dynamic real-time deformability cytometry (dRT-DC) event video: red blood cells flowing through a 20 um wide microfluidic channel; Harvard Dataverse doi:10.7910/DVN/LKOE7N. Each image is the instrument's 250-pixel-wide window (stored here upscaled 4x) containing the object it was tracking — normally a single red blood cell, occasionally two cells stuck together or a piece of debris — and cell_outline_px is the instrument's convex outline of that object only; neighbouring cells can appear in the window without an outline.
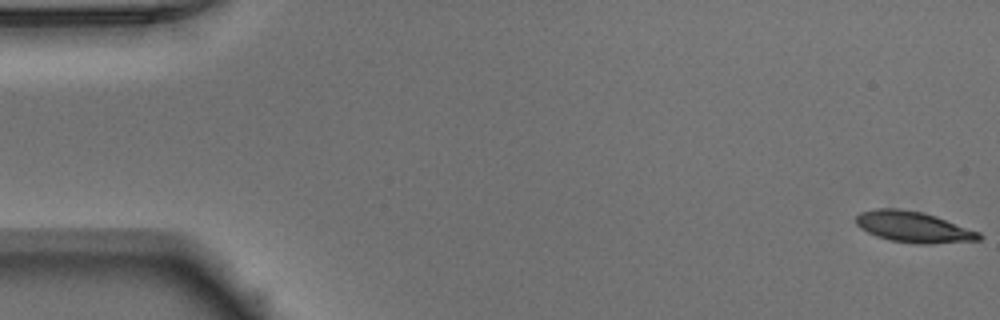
{"species": "Egyptian fruit bat (a non-hibernating species)", "species_latin": "Rousettus aegyptiacus", "temperature_condition": "warm", "stored_images_in_passage": 51, "camera_frame_rate_fps": 3000, "um_per_image_px": 0.085, "animal": {"sex": "male"}, "frame": {"image": 1, "passage_image": 1, "time_ms": 0.0, "image_size_px": [1000, 320], "cell_outline_px": [[984, 236], [980, 240], [932, 244], [916, 244], [892, 240], [876, 236], [860, 228], [856, 224], [856, 216], [860, 212], [876, 208], [900, 208], [920, 212], [936, 216], [980, 232]], "centroid_in_image_um": [77.66, 19.29], "position_along_channel_um": 7.3, "area_um2": 22.25}}
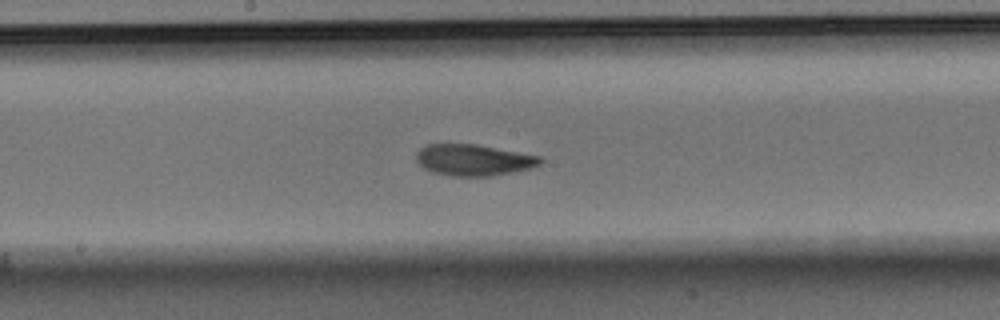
{"frame": {"image": 2, "passage_image": 27, "time_ms": 8.667, "image_size_px": [1000, 320], "cell_outline_px": [[544, 160], [540, 164], [532, 168], [492, 176], [452, 176], [432, 172], [424, 168], [416, 160], [416, 152], [424, 144], [476, 144], [540, 156]], "centroid_in_image_um": [40.24, 13.6], "position_along_channel_um": 208.0, "area_um2": 22.72}}
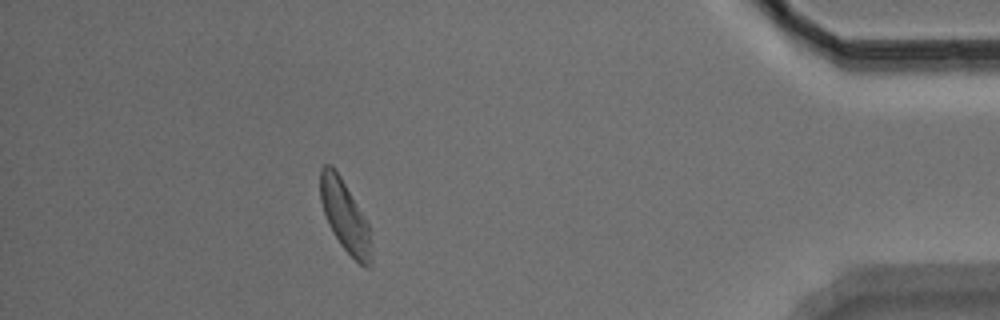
{"frame": {"image": 3, "passage_image": 46, "time_ms": 15.0, "image_size_px": [1000, 320], "cell_outline_px": [[372, 264], [368, 268], [364, 268], [340, 244], [328, 224], [320, 200], [320, 168], [324, 164], [332, 164], [336, 168], [368, 220], [372, 244]], "centroid_in_image_um": [29.35, 18.35], "position_along_channel_um": 405.9, "area_um2": 21.73}, "authors_computed_cell_mechanics": {"area_um2": 22.253, "velocity_mm_per_s": 3.917, "shape_relaxation_time_tau1_ms": 3.1893, "shape_relaxation_time_tau2_ms": 3.1469, "deformation_change_tau1": 0.1334, "deformation_change_tau2": 0.0834}}